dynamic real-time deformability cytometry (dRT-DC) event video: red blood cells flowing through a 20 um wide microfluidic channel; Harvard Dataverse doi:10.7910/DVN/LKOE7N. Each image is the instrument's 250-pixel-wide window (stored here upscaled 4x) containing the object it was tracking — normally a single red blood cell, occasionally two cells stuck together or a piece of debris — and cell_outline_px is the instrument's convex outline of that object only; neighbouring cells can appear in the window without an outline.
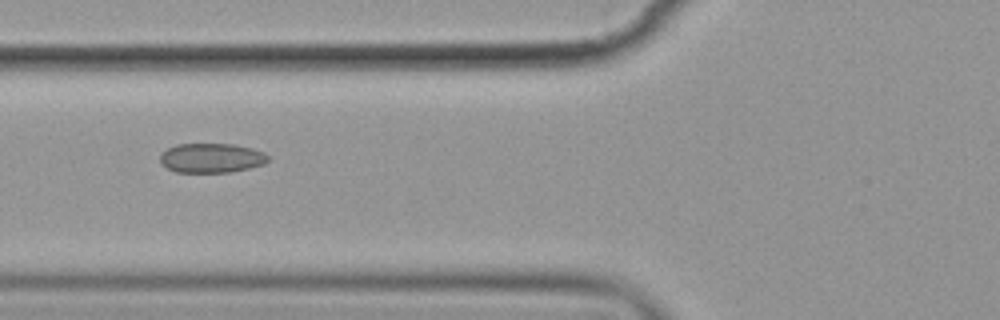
{"species": "common noctule bat (a hibernating species)", "species_latin": "Nyctalus noctula", "temperature_condition": "cold", "stored_images_in_passage": 7, "camera_frame_rate_fps": 3000, "um_per_image_px": 0.085, "animal": {"sex": "female", "body_mass_g": 19.9}, "frame": {"image": 1, "passage_image": 3, "time_ms": 2.333, "image_size_px": [1000, 320], "cell_outline_px": [[268, 160], [264, 164], [232, 172], [176, 172], [160, 164], [160, 152], [176, 144], [232, 144], [252, 148], [264, 152], [268, 156]], "centroid_in_image_um": [17.94, 13.42], "position_along_channel_um": 107.9, "area_um2": 18.61}}
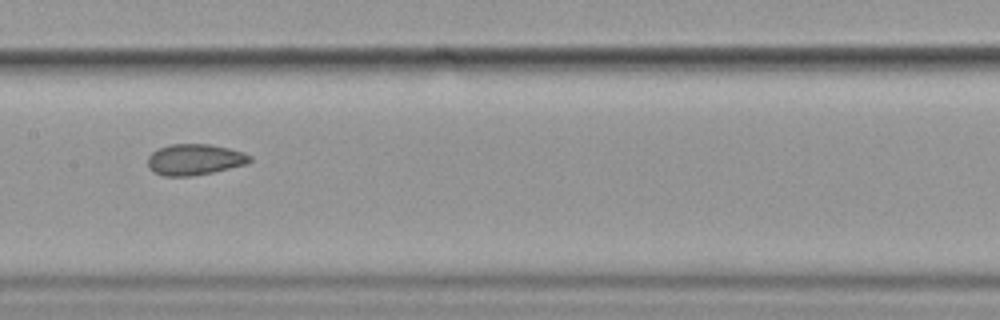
{"frame": {"image": 2, "passage_image": 5, "time_ms": 4.667, "image_size_px": [1000, 320], "cell_outline_px": [[252, 160], [248, 164], [212, 172], [192, 176], [164, 176], [152, 172], [148, 168], [148, 156], [152, 152], [168, 144], [208, 144], [228, 148], [244, 152], [252, 156]], "centroid_in_image_um": [16.55, 13.56], "position_along_channel_um": 190.9, "area_um2": 18.61}}
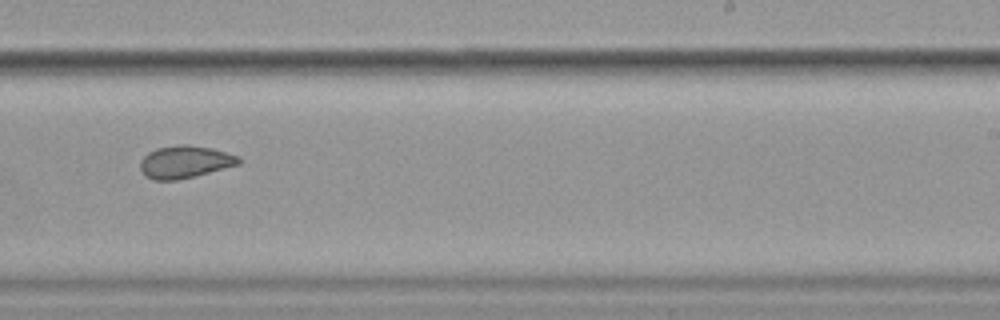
{"frame": {"image": 3, "passage_image": 7, "time_ms": 7.0, "image_size_px": [1000, 320], "cell_outline_px": [[244, 160], [240, 164], [176, 180], [156, 180], [144, 176], [140, 168], [140, 160], [148, 152], [156, 148], [180, 144], [184, 144], [212, 148], [240, 156]], "centroid_in_image_um": [15.72, 13.75], "position_along_channel_um": 273.3, "area_um2": 18.61}}